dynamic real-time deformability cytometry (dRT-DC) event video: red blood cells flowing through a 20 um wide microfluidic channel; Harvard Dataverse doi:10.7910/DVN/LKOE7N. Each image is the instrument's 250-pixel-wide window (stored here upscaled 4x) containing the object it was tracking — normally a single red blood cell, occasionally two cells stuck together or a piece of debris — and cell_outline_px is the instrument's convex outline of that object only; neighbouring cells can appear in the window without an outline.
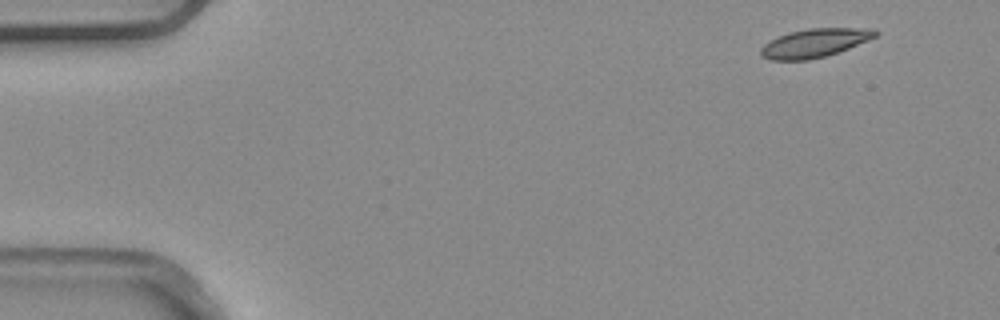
{"species": "common noctule bat (a hibernating species)", "species_latin": "Nyctalus noctula", "temperature_condition": "warm", "stored_images_in_passage": 6, "camera_frame_rate_fps": 3000, "um_per_image_px": 0.085, "animal": {"sex": "male", "body_mass_g": 20.4}, "frame": {"image": 1, "passage_image": 1, "time_ms": 0.0, "image_size_px": [1000, 320], "cell_outline_px": [[880, 32], [876, 36], [868, 40], [848, 48], [824, 56], [808, 60], [768, 60], [760, 56], [760, 48], [768, 40], [776, 36], [788, 32], [808, 28], [872, 28]], "centroid_in_image_um": [69.18, 3.64], "position_along_channel_um": 15.8, "area_um2": 19.25}}
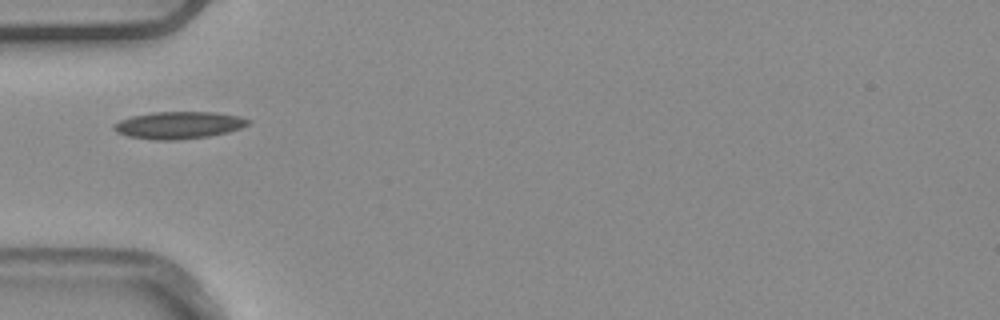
{"frame": {"image": 2, "passage_image": 4, "time_ms": 1.0, "image_size_px": [1000, 320], "cell_outline_px": [[252, 120], [248, 124], [240, 128], [228, 132], [208, 136], [176, 140], [156, 140], [128, 136], [116, 132], [112, 128], [112, 124], [120, 120], [132, 116], [152, 112], [216, 112], [240, 116]], "centroid_in_image_um": [15.18, 10.63], "position_along_channel_um": 69.8, "area_um2": 21.33}}
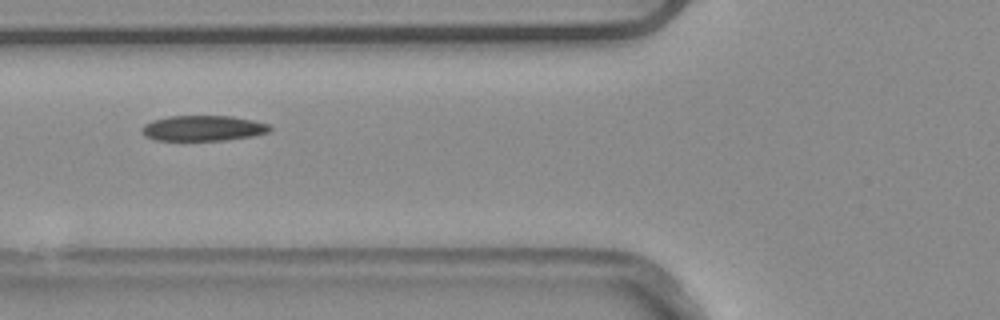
{"frame": {"image": 3, "passage_image": 5, "time_ms": 1.333, "image_size_px": [1000, 320], "cell_outline_px": [[272, 128], [268, 132], [252, 136], [224, 140], [156, 140], [144, 136], [140, 132], [140, 128], [144, 124], [152, 120], [168, 116], [232, 116], [252, 120], [268, 124]], "centroid_in_image_um": [17.21, 10.89], "position_along_channel_um": 108.6, "area_um2": 19.02}}